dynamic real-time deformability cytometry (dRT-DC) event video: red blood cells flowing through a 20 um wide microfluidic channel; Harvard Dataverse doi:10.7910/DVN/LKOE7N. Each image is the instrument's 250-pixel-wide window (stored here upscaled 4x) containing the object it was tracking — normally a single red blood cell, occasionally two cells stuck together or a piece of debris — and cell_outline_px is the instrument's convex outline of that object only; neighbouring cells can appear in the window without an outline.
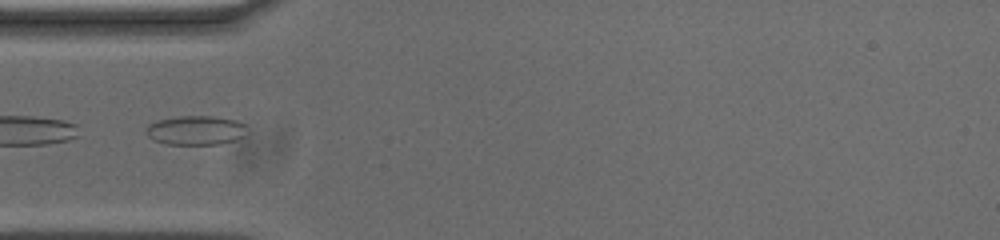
{"species": "common noctule bat (a hibernating species)", "species_latin": "Nyctalus noctula", "temperature_condition": "cold", "stored_images_in_passage": 38, "camera_frame_rate_fps": 3000, "um_per_image_px": 0.085, "animal": {"sex": "male", "body_mass_g": 20.0, "forearm_length_mm": 53.3}, "frame": {"image": 1, "passage_image": 1, "time_ms": 0.0, "image_size_px": [1000, 240], "cell_outline_px": [[244, 136], [236, 140], [220, 144], [168, 144], [156, 140], [148, 136], [144, 132], [148, 124], [156, 120], [180, 116], [216, 116], [236, 120], [244, 124]], "centroid_in_image_um": [16.62, 11.07], "position_along_channel_um": 68.4, "area_um2": 17.17}}